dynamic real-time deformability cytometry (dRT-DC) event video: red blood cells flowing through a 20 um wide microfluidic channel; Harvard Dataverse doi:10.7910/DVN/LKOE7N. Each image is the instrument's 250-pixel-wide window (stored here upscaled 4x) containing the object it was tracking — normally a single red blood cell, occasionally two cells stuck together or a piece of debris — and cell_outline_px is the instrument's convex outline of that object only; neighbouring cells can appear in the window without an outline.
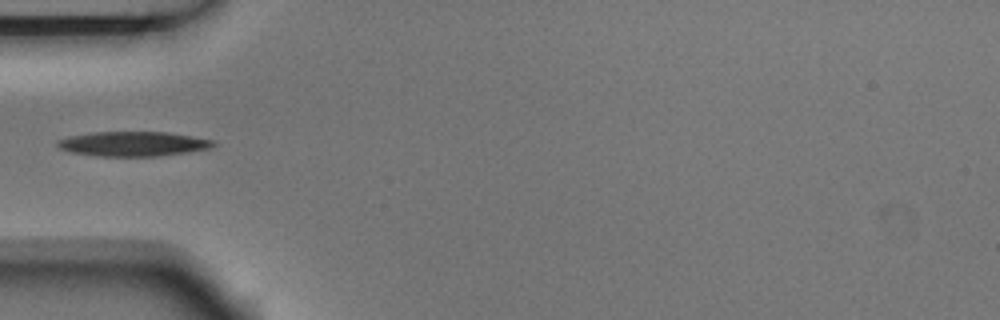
{"species": "Egyptian fruit bat (a non-hibernating species)", "species_latin": "Rousettus aegyptiacus", "temperature_condition": "room temperature", "stored_images_in_passage": 6, "camera_frame_rate_fps": 3000, "um_per_image_px": 0.085, "animal": {"sex": "male"}, "frame": {"image": 1, "passage_image": 5, "time_ms": 1.333, "image_size_px": [1000, 320], "cell_outline_px": [[216, 144], [212, 148], [188, 152], [160, 156], [96, 156], [68, 152], [60, 148], [56, 144], [56, 140], [68, 136], [92, 132], [168, 132], [192, 136], [212, 140]], "centroid_in_image_um": [11.28, 12.23], "position_along_channel_um": 73.7, "area_um2": 22.6}}
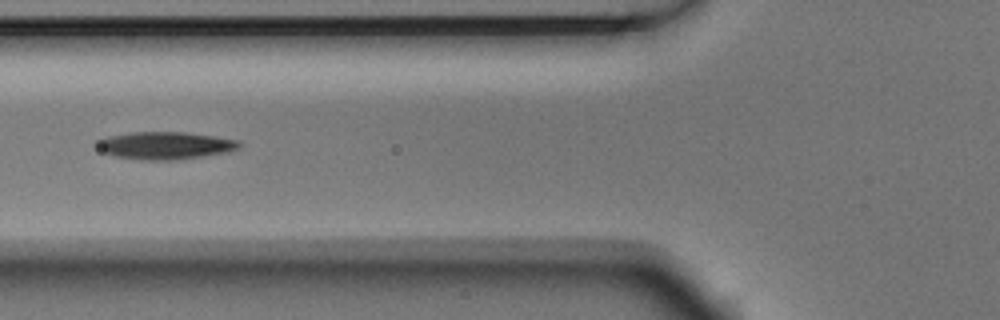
{"frame": {"image": 2, "passage_image": 6, "time_ms": 1.667, "image_size_px": [1000, 320], "cell_outline_px": [[244, 144], [240, 148], [228, 152], [172, 160], [140, 160], [112, 156], [100, 152], [96, 148], [96, 140], [108, 136], [132, 132], [184, 132], [240, 140]], "centroid_in_image_um": [13.99, 12.37], "position_along_channel_um": 111.8, "area_um2": 23.06}}